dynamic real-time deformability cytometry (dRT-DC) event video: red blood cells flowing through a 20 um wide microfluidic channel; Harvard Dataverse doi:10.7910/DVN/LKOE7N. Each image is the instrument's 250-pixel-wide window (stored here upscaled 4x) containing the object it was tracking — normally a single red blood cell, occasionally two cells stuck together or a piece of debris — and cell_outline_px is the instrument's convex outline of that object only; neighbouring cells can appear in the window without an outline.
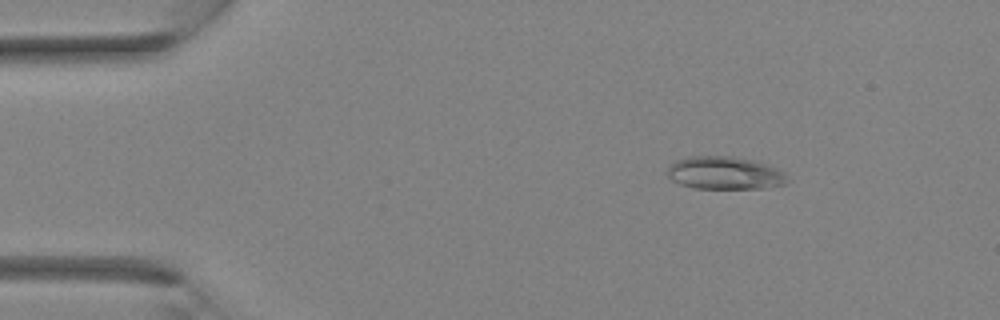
{"species": "Egyptian fruit bat (a non-hibernating species)", "species_latin": "Rousettus aegyptiacus", "temperature_condition": "room temperature", "stored_images_in_passage": 35, "camera_frame_rate_fps": 3000, "um_per_image_px": 0.085, "animal": {"sex": "female"}, "frame": {"image": 1, "passage_image": 5, "time_ms": 1.333, "image_size_px": [1000, 320], "cell_outline_px": [[792, 180], [784, 184], [768, 188], [696, 188], [680, 184], [672, 180], [668, 176], [668, 168], [676, 160], [688, 156], [732, 156], [752, 160], [764, 164], [784, 172]], "centroid_in_image_um": [61.63, 14.71], "position_along_channel_um": 23.4, "area_um2": 22.89}}
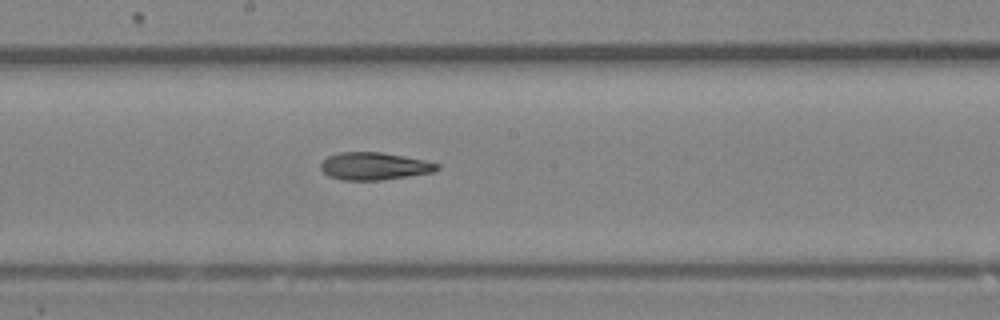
{"frame": {"image": 2, "passage_image": 19, "time_ms": 6.0, "image_size_px": [1000, 320], "cell_outline_px": [[440, 168], [436, 172], [380, 180], [340, 180], [328, 176], [320, 168], [320, 164], [328, 156], [340, 152], [380, 152], [404, 156], [424, 160], [440, 164]], "centroid_in_image_um": [31.82, 14.12], "position_along_channel_um": 216.4, "area_um2": 18.73}}
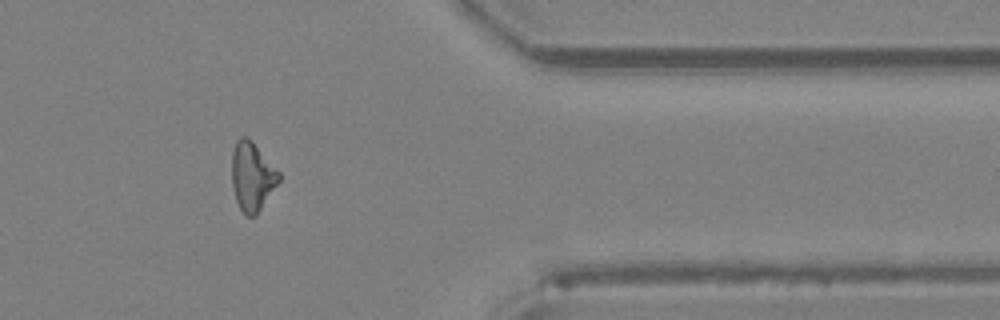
{"frame": {"image": 3, "passage_image": 29, "time_ms": 9.333, "image_size_px": [1000, 320], "cell_outline_px": [[280, 180], [256, 216], [244, 216], [236, 200], [232, 188], [232, 152], [236, 140], [240, 136], [244, 136], [252, 140], [280, 172]], "centroid_in_image_um": [21.42, 14.99], "position_along_channel_um": 390.0, "area_um2": 19.02}}